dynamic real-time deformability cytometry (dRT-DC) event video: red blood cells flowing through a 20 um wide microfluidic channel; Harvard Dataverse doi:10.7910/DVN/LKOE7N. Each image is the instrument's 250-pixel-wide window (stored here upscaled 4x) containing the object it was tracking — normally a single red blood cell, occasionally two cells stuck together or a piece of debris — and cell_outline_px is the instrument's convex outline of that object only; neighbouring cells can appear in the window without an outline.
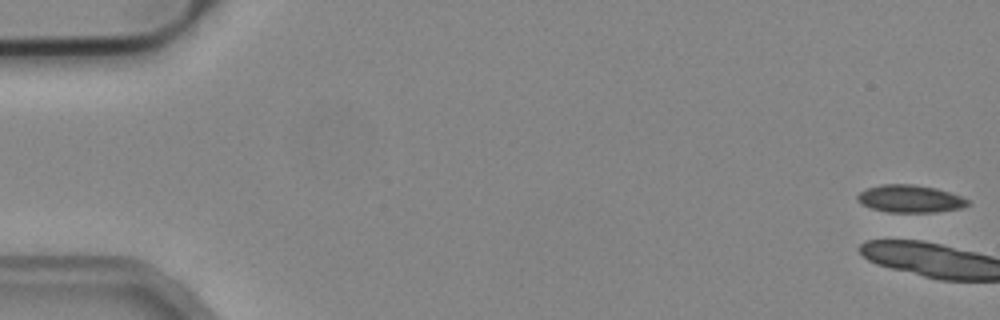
{"species": "common noctule bat (a hibernating species)", "species_latin": "Nyctalus noctula", "temperature_condition": "cold", "stored_images_in_passage": 3, "camera_frame_rate_fps": 3000, "um_per_image_px": 0.085, "animal": {"sex": "male", "body_mass_g": 19.2, "forearm_length_mm": 51.8}, "frame": {"image": 1, "passage_image": 1, "time_ms": 0.0, "image_size_px": [1000, 320], "cell_outline_px": [[968, 204], [960, 208], [936, 212], [888, 212], [872, 208], [856, 200], [856, 196], [860, 192], [868, 188], [880, 184], [912, 184], [936, 188], [960, 196], [968, 200]], "centroid_in_image_um": [77.33, 16.89], "position_along_channel_um": 7.7, "area_um2": 17.46}}